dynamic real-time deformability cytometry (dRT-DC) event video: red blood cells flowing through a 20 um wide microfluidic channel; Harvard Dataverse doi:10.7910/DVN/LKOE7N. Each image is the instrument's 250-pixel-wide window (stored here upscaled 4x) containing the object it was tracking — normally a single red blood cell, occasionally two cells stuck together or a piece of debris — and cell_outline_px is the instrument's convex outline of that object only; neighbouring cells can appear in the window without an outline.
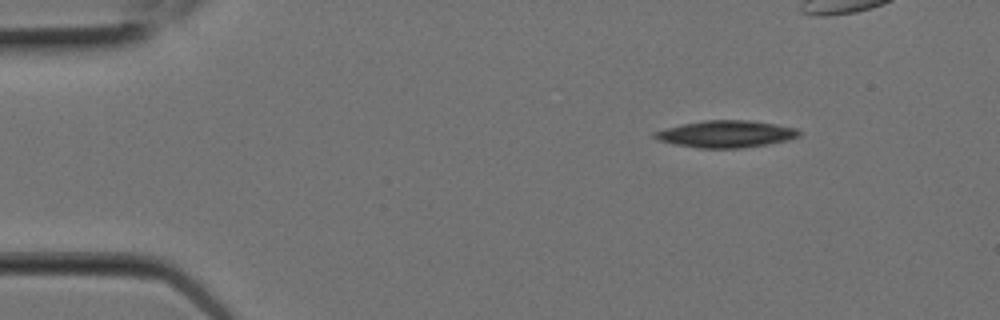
{"species": "Egyptian fruit bat (a non-hibernating species)", "species_latin": "Rousettus aegyptiacus", "temperature_condition": "room temperature", "stored_images_in_passage": 5, "camera_frame_rate_fps": 3000, "um_per_image_px": 0.085, "animal": {"sex": "female"}, "frame": {"image": 1, "passage_image": 1, "time_ms": 0.0, "image_size_px": [1000, 320], "cell_outline_px": [[800, 136], [788, 140], [768, 144], [740, 148], [700, 148], [676, 144], [656, 140], [652, 136], [652, 132], [680, 124], [704, 120], [752, 120], [776, 124], [796, 128], [800, 132]], "centroid_in_image_um": [61.69, 11.38], "position_along_channel_um": 23.3, "area_um2": 22.83}}